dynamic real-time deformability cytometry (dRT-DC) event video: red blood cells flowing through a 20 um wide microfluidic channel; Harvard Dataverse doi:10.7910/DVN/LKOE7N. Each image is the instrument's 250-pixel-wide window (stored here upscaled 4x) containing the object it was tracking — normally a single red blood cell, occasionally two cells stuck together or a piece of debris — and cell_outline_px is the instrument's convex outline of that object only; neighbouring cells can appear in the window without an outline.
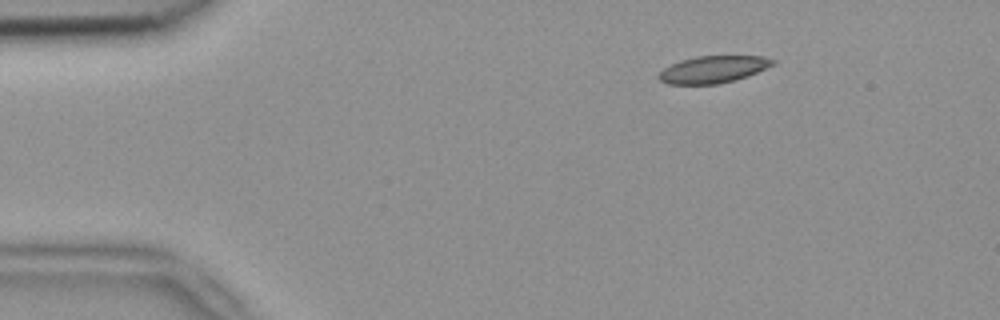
{"species": "common noctule bat (a hibernating species)", "species_latin": "Nyctalus noctula", "temperature_condition": "room temperature", "stored_images_in_passage": 4, "camera_frame_rate_fps": 3000, "um_per_image_px": 0.085, "animal": {"sex": "female", "body_mass_g": 18.4}, "frame": {"image": 1, "passage_image": 4, "time_ms": 1.0, "image_size_px": [1000, 320], "cell_outline_px": [[776, 64], [748, 76], [736, 80], [716, 84], [668, 84], [660, 80], [656, 76], [664, 68], [680, 60], [696, 56], [764, 56], [776, 60]], "centroid_in_image_um": [60.64, 5.89], "position_along_channel_um": 24.4, "area_um2": 18.09}}